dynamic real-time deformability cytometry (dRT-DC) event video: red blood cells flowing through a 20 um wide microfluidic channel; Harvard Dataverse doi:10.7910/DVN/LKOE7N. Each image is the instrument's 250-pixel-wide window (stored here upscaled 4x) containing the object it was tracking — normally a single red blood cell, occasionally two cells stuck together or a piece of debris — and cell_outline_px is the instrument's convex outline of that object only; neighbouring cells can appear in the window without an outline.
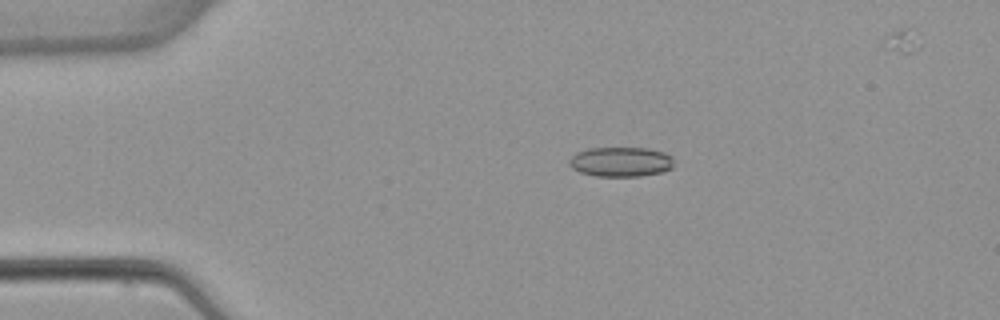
{"species": "common noctule bat (a hibernating species)", "species_latin": "Nyctalus noctula", "temperature_condition": "warm", "stored_images_in_passage": 6, "camera_frame_rate_fps": 3000, "um_per_image_px": 0.085, "animal": {"sex": "female", "body_mass_g": 22.7, "forearm_length_mm": 54.2}, "frame": {"image": 1, "passage_image": 3, "time_ms": 3.333, "image_size_px": [1000, 320], "cell_outline_px": [[672, 168], [664, 172], [640, 176], [596, 176], [580, 172], [572, 168], [568, 164], [568, 160], [576, 152], [588, 148], [648, 148], [664, 152], [672, 156]], "centroid_in_image_um": [52.76, 13.75], "position_along_channel_um": 32.2, "area_um2": 18.26}}
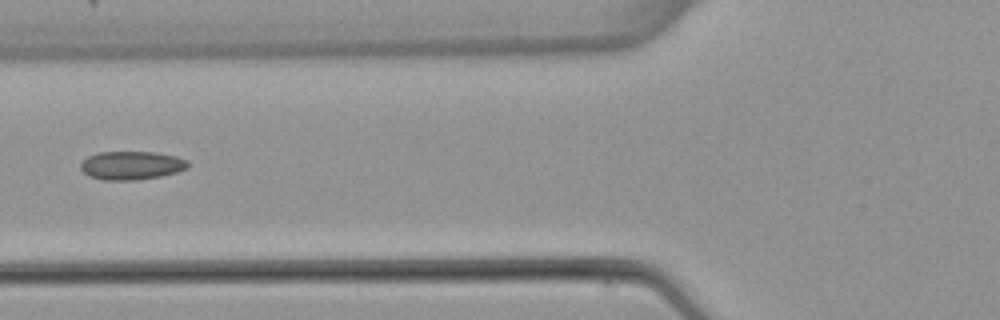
{"frame": {"image": 2, "passage_image": 5, "time_ms": 6.667, "image_size_px": [1000, 320], "cell_outline_px": [[188, 168], [176, 172], [160, 176], [136, 180], [104, 180], [92, 176], [84, 172], [80, 168], [80, 164], [88, 156], [100, 152], [156, 152], [176, 156], [188, 160]], "centroid_in_image_um": [11.2, 14.05], "position_along_channel_um": 114.6, "area_um2": 17.69}}
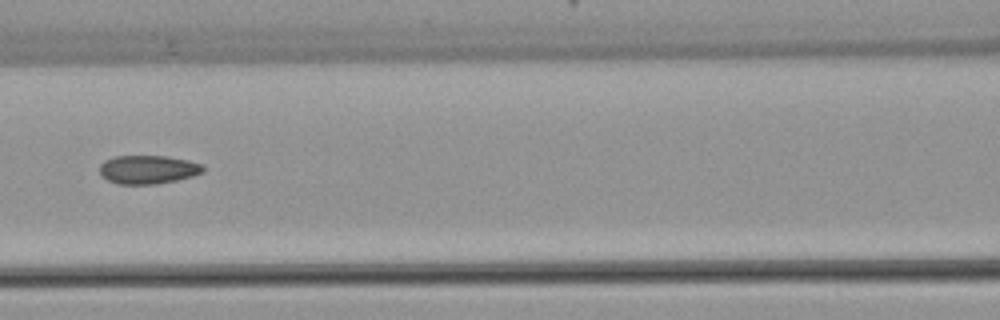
{"frame": {"image": 3, "passage_image": 6, "time_ms": 7.667, "image_size_px": [1000, 320], "cell_outline_px": [[204, 172], [192, 176], [176, 180], [156, 184], [116, 184], [108, 180], [100, 172], [100, 164], [104, 160], [112, 156], [168, 156], [188, 160], [204, 164]], "centroid_in_image_um": [12.59, 14.4], "position_along_channel_um": 154.0, "area_um2": 17.34}}